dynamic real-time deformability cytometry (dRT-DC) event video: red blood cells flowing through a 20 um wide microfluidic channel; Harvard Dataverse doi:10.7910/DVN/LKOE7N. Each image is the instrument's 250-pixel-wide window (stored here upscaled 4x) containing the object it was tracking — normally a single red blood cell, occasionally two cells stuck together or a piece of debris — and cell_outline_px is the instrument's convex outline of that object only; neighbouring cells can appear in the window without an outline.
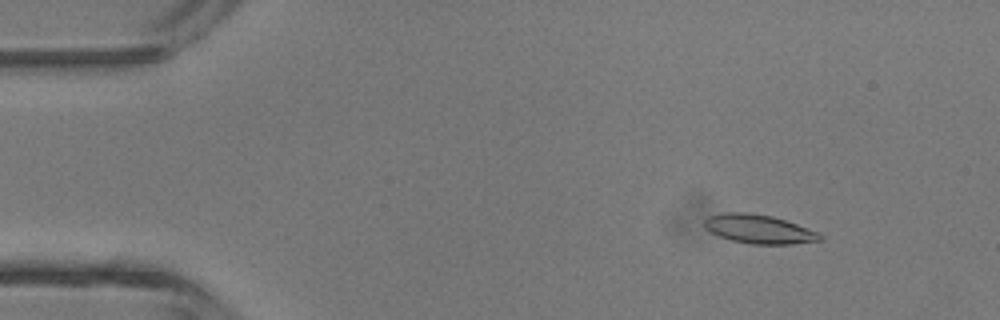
{"species": "common noctule bat (a hibernating species)", "species_latin": "Nyctalus noctula", "temperature_condition": "room temperature", "stored_images_in_passage": 4, "camera_frame_rate_fps": 3000, "um_per_image_px": 0.085, "animal": {"sex": "male", "body_mass_g": 13.3}, "frame": {"image": 1, "passage_image": 2, "time_ms": 1.333, "image_size_px": [1000, 320], "cell_outline_px": [[824, 240], [792, 244], [752, 244], [732, 240], [720, 236], [704, 228], [704, 220], [708, 216], [724, 212], [748, 212], [772, 216], [820, 232], [824, 236]], "centroid_in_image_um": [64.54, 19.47], "position_along_channel_um": 20.5, "area_um2": 19.54}}